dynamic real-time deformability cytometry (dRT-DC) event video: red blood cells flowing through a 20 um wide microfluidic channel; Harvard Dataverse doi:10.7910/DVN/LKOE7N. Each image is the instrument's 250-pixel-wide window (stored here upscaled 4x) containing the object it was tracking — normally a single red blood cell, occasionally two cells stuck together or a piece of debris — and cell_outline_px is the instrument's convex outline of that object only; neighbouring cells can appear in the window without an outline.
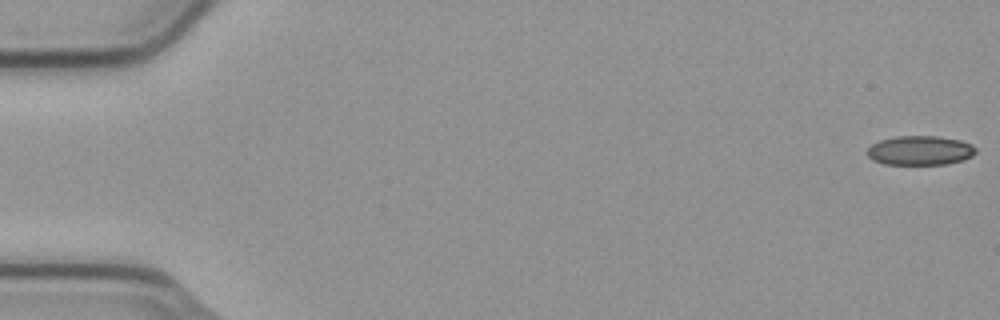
{"species": "common noctule bat (a hibernating species)", "species_latin": "Nyctalus noctula", "temperature_condition": "cold", "stored_images_in_passage": 55, "camera_frame_rate_fps": 3000, "um_per_image_px": 0.085, "animal": {"sex": "male", "body_mass_g": 23.1, "forearm_length_mm": 52.7}, "frame": {"image": 1, "passage_image": 1, "time_ms": 0.0, "image_size_px": [1000, 320], "cell_outline_px": [[976, 152], [972, 156], [964, 160], [948, 164], [884, 164], [872, 160], [864, 152], [872, 144], [880, 140], [896, 136], [936, 136], [960, 140], [972, 144], [976, 148]], "centroid_in_image_um": [78.2, 12.79], "position_along_channel_um": 6.8, "area_um2": 18.73}}
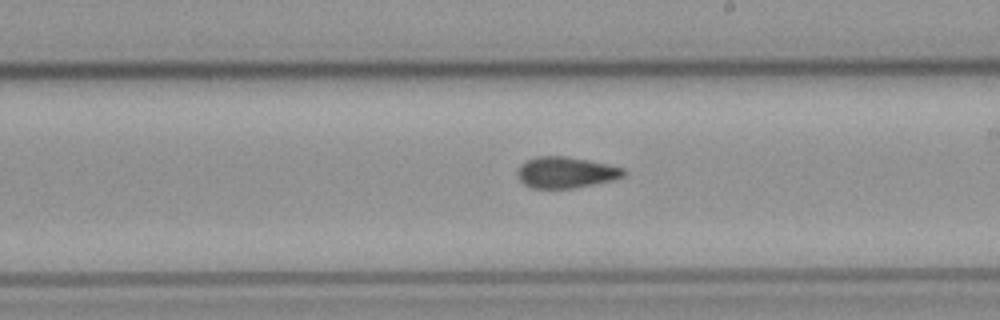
{"frame": {"image": 2, "passage_image": 32, "time_ms": 10.333, "image_size_px": [1000, 320], "cell_outline_px": [[628, 172], [624, 176], [612, 180], [572, 188], [532, 188], [524, 184], [516, 176], [516, 172], [520, 164], [536, 156], [568, 156], [608, 164], [624, 168]], "centroid_in_image_um": [48.08, 14.64], "position_along_channel_um": 240.9, "area_um2": 19.36}}
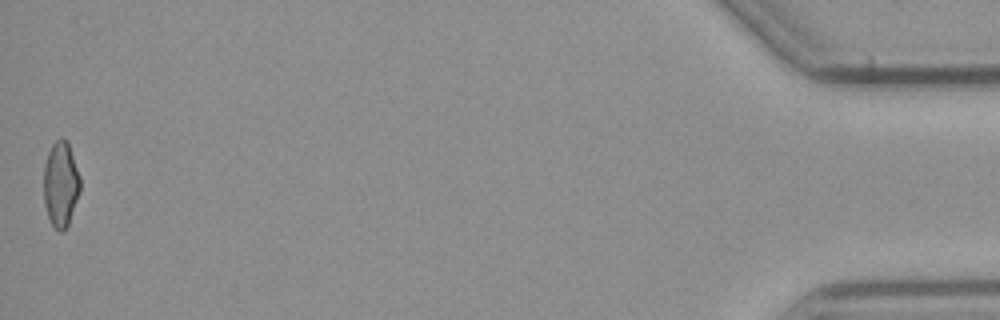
{"frame": {"image": 3, "passage_image": 55, "time_ms": 18.0, "image_size_px": [1000, 320], "cell_outline_px": [[80, 192], [68, 224], [64, 232], [60, 232], [52, 224], [48, 216], [44, 204], [44, 164], [48, 152], [52, 144], [60, 136], [68, 140], [80, 176]], "centroid_in_image_um": [5.17, 15.62], "position_along_channel_um": 430.0, "area_um2": 18.32}, "authors_computed_cell_mechanics": {"area_um2": 19.363, "velocity_mm_per_s": 3.7643, "shape_relaxation_time_tau1_ms": null, "shape_relaxation_time_tau2_ms": 2.8248, "deformation_change_tau1": null, "deformation_change_tau2": 0.0922}}